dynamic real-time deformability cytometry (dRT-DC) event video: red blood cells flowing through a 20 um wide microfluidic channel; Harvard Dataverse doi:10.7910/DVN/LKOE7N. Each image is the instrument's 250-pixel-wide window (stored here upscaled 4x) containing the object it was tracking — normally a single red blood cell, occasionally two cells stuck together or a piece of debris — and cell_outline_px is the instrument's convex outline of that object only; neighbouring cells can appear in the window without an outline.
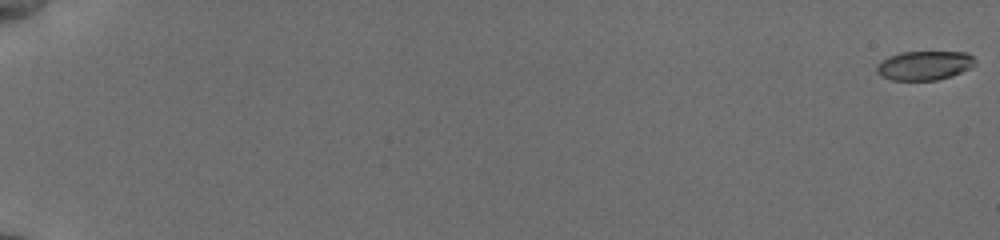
{"species": "common noctule bat (a hibernating species)", "species_latin": "Nyctalus noctula", "temperature_condition": "cold", "stored_images_in_passage": 57, "camera_frame_rate_fps": 3000, "um_per_image_px": 0.085, "animal": {"sex": "female", "body_mass_g": 19.5, "forearm_length_mm": 54.1}, "frame": {"image": 1, "passage_image": 1, "time_ms": 0.0, "image_size_px": [1000, 240], "cell_outline_px": [[976, 64], [952, 76], [936, 80], [892, 80], [880, 76], [876, 72], [876, 64], [888, 56], [900, 52], [968, 52], [976, 60]], "centroid_in_image_um": [78.54, 5.56], "position_along_channel_um": 6.5, "area_um2": 16.82}}
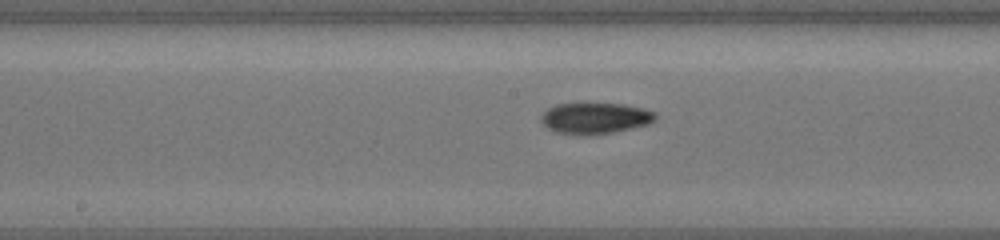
{"frame": {"image": 2, "passage_image": 33, "time_ms": 10.667, "image_size_px": [1000, 240], "cell_outline_px": [[656, 120], [648, 124], [612, 132], [588, 136], [576, 136], [556, 132], [548, 128], [540, 120], [540, 116], [548, 108], [556, 104], [624, 104], [644, 108], [656, 112]], "centroid_in_image_um": [50.57, 10.06], "position_along_channel_um": 197.6, "area_um2": 20.87}}
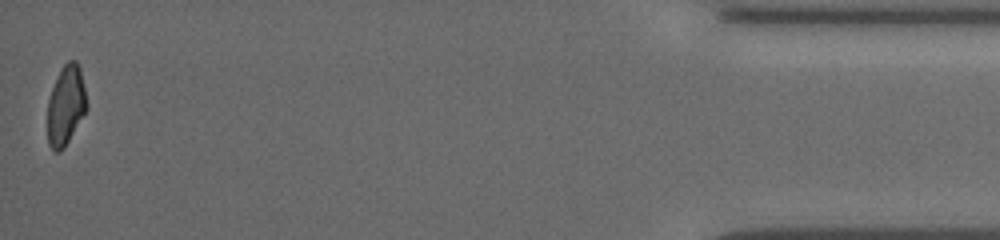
{"frame": {"image": 3, "passage_image": 57, "time_ms": 18.667, "image_size_px": [1000, 240], "cell_outline_px": [[88, 108], [64, 148], [60, 152], [56, 152], [48, 144], [48, 100], [52, 88], [64, 64], [68, 60], [76, 60], [80, 68], [88, 104]], "centroid_in_image_um": [5.61, 8.97], "position_along_channel_um": 429.6, "area_um2": 18.09}, "authors_computed_cell_mechanics": {"area_um2": 19.0162, "velocity_mm_per_s": 3.8355, "shape_relaxation_time_tau1_ms": 6.7059, "shape_relaxation_time_tau2_ms": 4.5213, "deformation_change_tau1": 0.1739, "deformation_change_tau2": 0.0862}}